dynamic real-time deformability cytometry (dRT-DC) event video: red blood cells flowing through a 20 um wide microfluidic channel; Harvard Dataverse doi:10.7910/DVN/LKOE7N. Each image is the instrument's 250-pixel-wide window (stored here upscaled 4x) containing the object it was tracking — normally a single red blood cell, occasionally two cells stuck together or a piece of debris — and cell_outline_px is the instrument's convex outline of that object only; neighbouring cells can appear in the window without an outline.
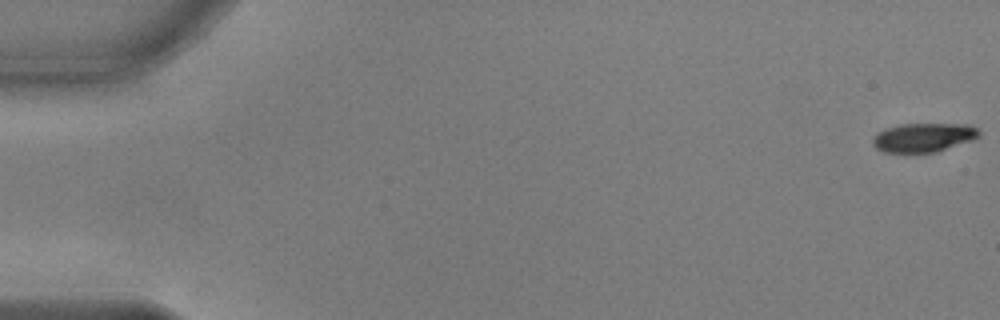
{"species": "common noctule bat (a hibernating species)", "species_latin": "Nyctalus noctula", "temperature_condition": "warm", "stored_images_in_passage": 8, "camera_frame_rate_fps": 3000, "um_per_image_px": 0.085, "animal": {"sex": "male", "body_mass_g": 17.9, "forearm_length_mm": 54.2}, "frame": {"image": 1, "passage_image": 1, "time_ms": 0.0, "image_size_px": [1000, 320], "cell_outline_px": [[980, 136], [972, 140], [936, 152], [884, 152], [876, 148], [872, 144], [872, 140], [876, 132], [884, 128], [900, 124], [968, 124], [976, 128], [980, 132]], "centroid_in_image_um": [78.47, 11.67], "position_along_channel_um": 6.5, "area_um2": 17.98}}